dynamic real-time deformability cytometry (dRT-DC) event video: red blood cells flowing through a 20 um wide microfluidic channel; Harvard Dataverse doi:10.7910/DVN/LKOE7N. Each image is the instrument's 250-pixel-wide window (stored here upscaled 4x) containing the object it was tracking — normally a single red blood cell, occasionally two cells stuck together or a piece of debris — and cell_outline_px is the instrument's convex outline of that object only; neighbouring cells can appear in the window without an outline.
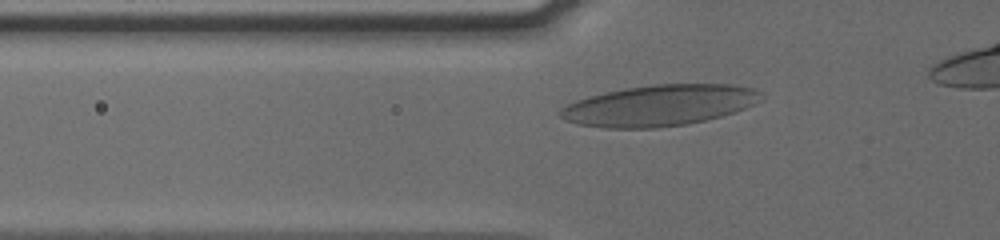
{"species": "human", "species_latin": "Homo sapiens", "temperature_condition": "cold", "stored_images_in_passage": 37, "camera_frame_rate_fps": 3000, "um_per_image_px": 0.085, "donor": {"sex": "male"}, "frame": {"image": 1, "passage_image": 7, "time_ms": 2.0, "image_size_px": [1000, 240], "cell_outline_px": [[760, 100], [744, 108], [720, 116], [704, 120], [684, 124], [656, 128], [608, 128], [580, 124], [568, 120], [560, 116], [560, 108], [576, 100], [588, 96], [624, 88], [652, 84], [732, 84], [752, 88], [760, 92]], "centroid_in_image_um": [56.02, 8.95], "position_along_channel_um": 69.8, "area_um2": 47.45}}
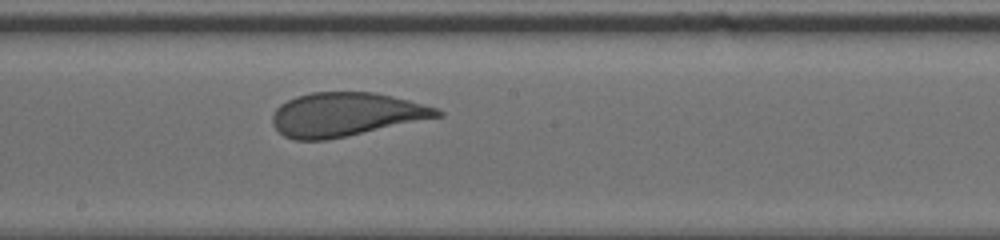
{"frame": {"image": 2, "passage_image": 19, "time_ms": 6.0, "image_size_px": [1000, 240], "cell_outline_px": [[444, 116], [324, 140], [292, 140], [284, 136], [272, 124], [272, 116], [276, 108], [280, 104], [296, 96], [312, 92], [376, 92], [424, 104], [436, 108], [444, 112]], "centroid_in_image_um": [29.38, 9.72], "position_along_channel_um": 218.8, "area_um2": 41.79}}
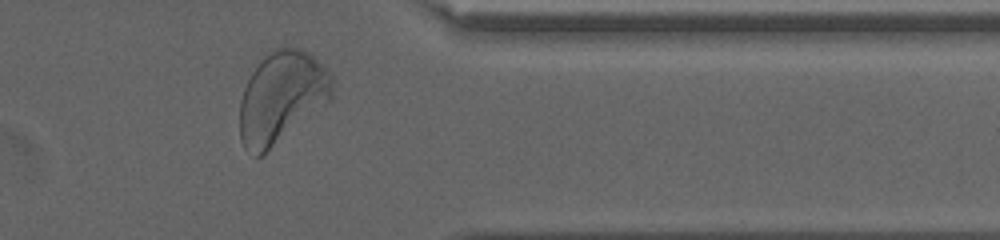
{"frame": {"image": 3, "passage_image": 33, "time_ms": 10.667, "image_size_px": [1000, 240], "cell_outline_px": [[332, 100], [260, 156], [256, 156], [244, 148], [240, 140], [240, 100], [244, 88], [252, 72], [260, 60], [272, 48], [300, 48], [308, 52], [332, 76]], "centroid_in_image_um": [23.92, 8.26], "position_along_channel_um": 387.5, "area_um2": 48.9}}